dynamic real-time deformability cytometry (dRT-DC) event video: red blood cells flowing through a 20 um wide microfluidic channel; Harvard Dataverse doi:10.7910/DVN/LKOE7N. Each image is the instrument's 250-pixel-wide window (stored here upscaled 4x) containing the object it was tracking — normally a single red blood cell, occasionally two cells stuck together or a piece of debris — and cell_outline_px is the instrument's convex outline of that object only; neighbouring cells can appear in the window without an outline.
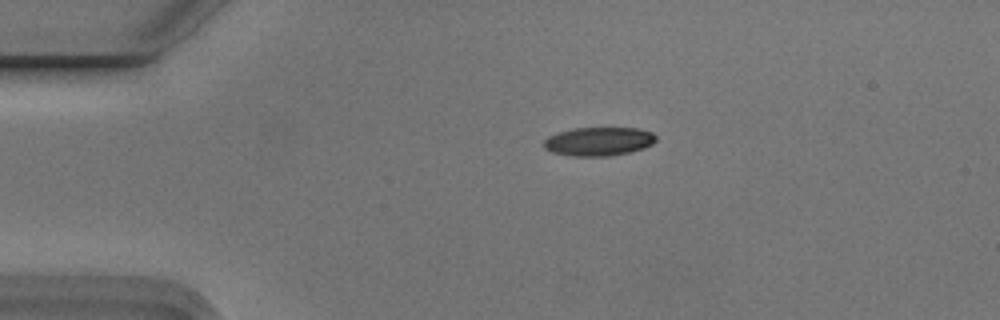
{"species": "Egyptian fruit bat (a non-hibernating species)", "species_latin": "Rousettus aegyptiacus", "temperature_condition": "cold", "stored_images_in_passage": 4, "camera_frame_rate_fps": 3000, "um_per_image_px": 0.085, "animal": {"sex": "male"}, "frame": {"image": 1, "passage_image": 1, "time_ms": 0.0, "image_size_px": [1000, 320], "cell_outline_px": [[656, 140], [652, 144], [644, 148], [628, 152], [608, 156], [572, 156], [552, 152], [544, 148], [544, 140], [548, 136], [560, 132], [576, 128], [636, 128], [652, 132], [656, 136]], "centroid_in_image_um": [50.89, 12.02], "position_along_channel_um": 34.1, "area_um2": 18.61}}
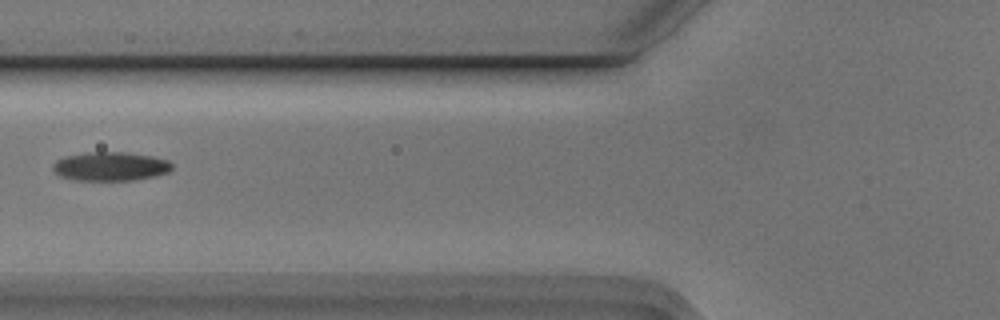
{"frame": {"image": 2, "passage_image": 3, "time_ms": 0.667, "image_size_px": [1000, 320], "cell_outline_px": [[172, 168], [168, 172], [156, 176], [132, 180], [72, 180], [60, 176], [52, 172], [52, 164], [56, 160], [64, 156], [88, 152], [128, 152], [152, 156], [168, 160], [172, 164]], "centroid_in_image_um": [9.35, 14.14], "position_along_channel_um": 116.5, "area_um2": 20.29}}
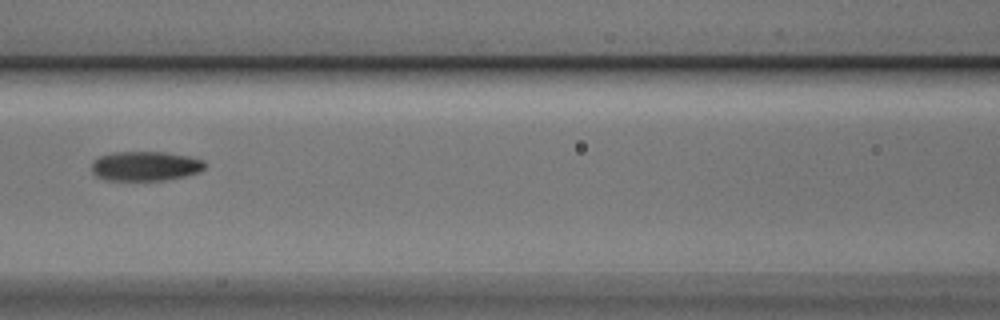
{"frame": {"image": 3, "passage_image": 4, "time_ms": 1.0, "image_size_px": [1000, 320], "cell_outline_px": [[204, 168], [200, 172], [184, 176], [164, 180], [108, 180], [96, 176], [92, 172], [92, 160], [100, 156], [112, 152], [164, 152], [188, 156], [204, 160]], "centroid_in_image_um": [12.33, 14.11], "position_along_channel_um": 154.3, "area_um2": 19.48}}